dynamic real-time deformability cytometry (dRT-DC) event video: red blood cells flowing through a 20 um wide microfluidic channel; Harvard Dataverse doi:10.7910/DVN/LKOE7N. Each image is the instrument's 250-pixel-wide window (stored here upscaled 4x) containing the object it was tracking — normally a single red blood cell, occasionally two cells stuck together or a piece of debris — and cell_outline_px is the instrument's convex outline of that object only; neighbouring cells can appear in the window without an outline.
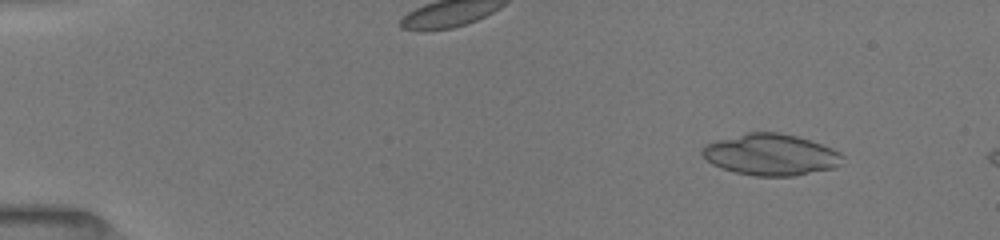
{"species": "common noctule bat (a hibernating species)", "species_latin": "Nyctalus noctula", "temperature_condition": "room temperature", "stored_images_in_passage": 50, "camera_frame_rate_fps": 3000, "um_per_image_px": 0.085, "animal": {"sex": "female", "body_mass_g": 19.5, "forearm_length_mm": 54.1}, "frame": {"image": 1, "passage_image": 5, "time_ms": 1.333, "image_size_px": [1000, 240], "cell_outline_px": [[844, 156], [840, 164], [836, 168], [792, 176], [756, 176], [736, 172], [720, 168], [712, 164], [700, 152], [708, 144], [716, 140], [748, 132], [776, 132], [796, 136], [832, 148], [840, 152]], "centroid_in_image_um": [65.54, 13.15], "position_along_channel_um": 19.5, "area_um2": 33.64}}